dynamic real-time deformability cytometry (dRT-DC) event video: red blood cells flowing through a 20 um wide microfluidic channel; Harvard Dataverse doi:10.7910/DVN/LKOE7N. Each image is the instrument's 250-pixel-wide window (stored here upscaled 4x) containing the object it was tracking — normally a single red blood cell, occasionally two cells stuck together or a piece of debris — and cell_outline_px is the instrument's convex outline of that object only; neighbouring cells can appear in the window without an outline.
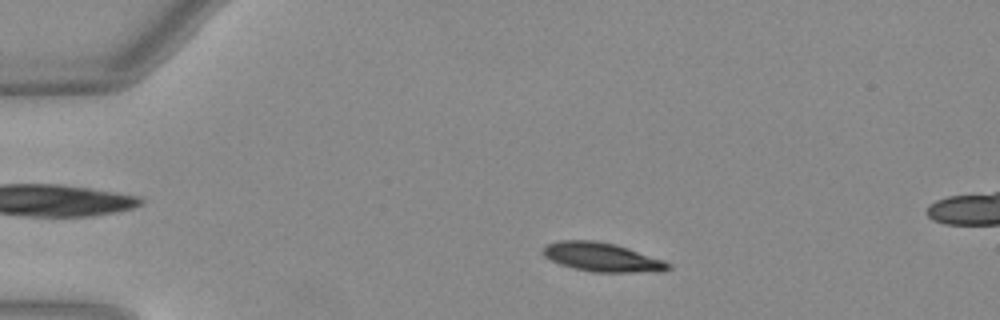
{"species": "Egyptian fruit bat (a non-hibernating species)", "species_latin": "Rousettus aegyptiacus", "temperature_condition": "warm", "stored_images_in_passage": 51, "segment_of_instrument_passage": [1, 2], "camera_frame_rate_fps": 3000, "um_per_image_px": 0.085, "animal": {"sex": "female"}, "frame": {"image": 1, "passage_image": 9, "time_ms": 2.667, "image_size_px": [1000, 320], "cell_outline_px": [[672, 268], [664, 272], [592, 272], [572, 268], [560, 264], [544, 256], [544, 248], [548, 244], [560, 240], [596, 240], [612, 244], [664, 260], [672, 264]], "centroid_in_image_um": [51.22, 21.88], "position_along_channel_um": 33.8, "area_um2": 20.92}}
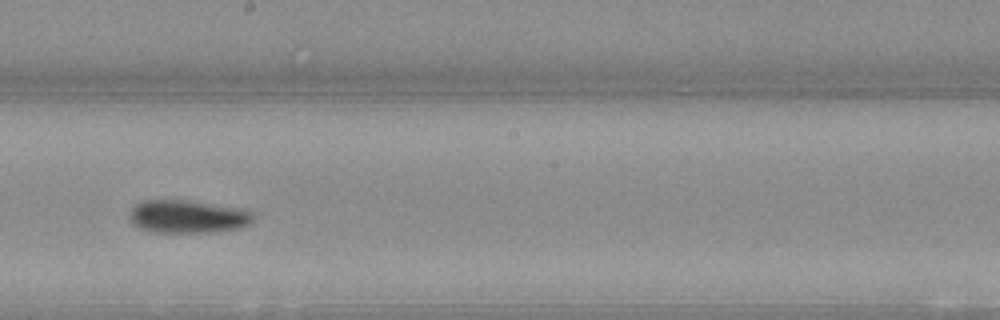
{"frame": {"image": 2, "passage_image": 28, "time_ms": 9.0, "image_size_px": [1000, 320], "cell_outline_px": [[252, 220], [248, 224], [240, 228], [216, 232], [156, 232], [140, 228], [132, 224], [128, 216], [128, 212], [136, 204], [144, 200], [192, 200], [240, 208], [248, 212], [252, 216]], "centroid_in_image_um": [15.9, 18.4], "position_along_channel_um": 232.3, "area_um2": 23.81}}
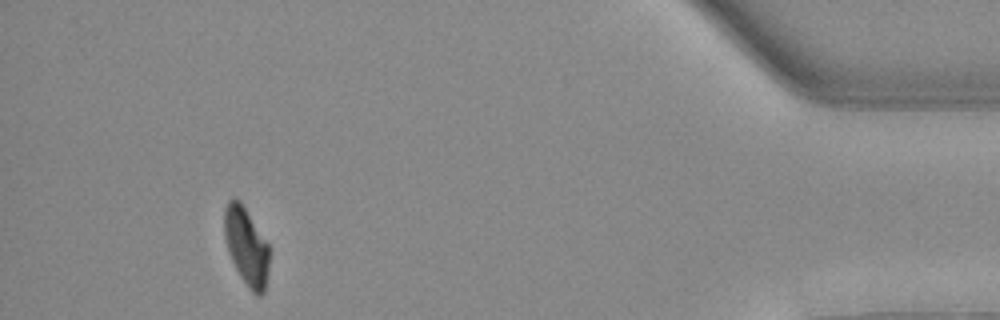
{"frame": {"image": 3, "passage_image": 46, "time_ms": 15.0, "image_size_px": [1000, 320], "cell_outline_px": [[268, 272], [264, 292], [260, 296], [256, 296], [248, 288], [240, 276], [228, 252], [224, 236], [224, 208], [228, 200], [240, 200], [268, 244]], "centroid_in_image_um": [20.92, 20.96], "position_along_channel_um": 414.3, "area_um2": 20.17}}